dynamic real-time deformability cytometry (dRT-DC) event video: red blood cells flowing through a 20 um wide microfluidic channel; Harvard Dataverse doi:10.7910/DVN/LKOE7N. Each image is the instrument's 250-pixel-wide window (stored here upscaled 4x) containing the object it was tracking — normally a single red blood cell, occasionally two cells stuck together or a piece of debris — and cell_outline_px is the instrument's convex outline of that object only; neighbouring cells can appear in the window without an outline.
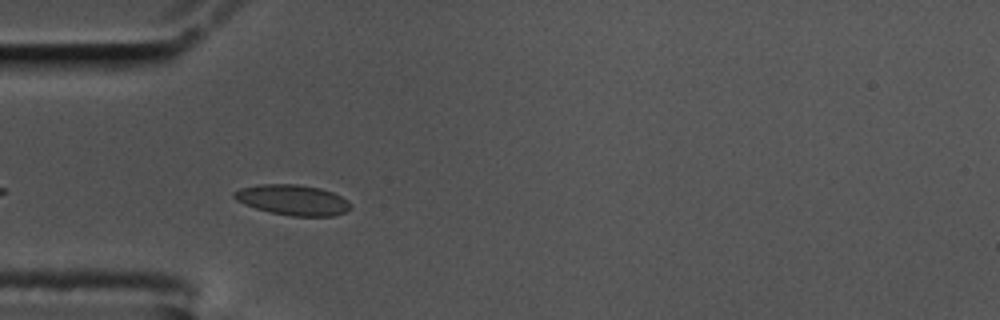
{"species": "common noctule bat (a hibernating species)", "species_latin": "Nyctalus noctula", "temperature_condition": "cold", "stored_images_in_passage": 12, "camera_frame_rate_fps": 3000, "um_per_image_px": 0.085, "animal": {"sex": "male", "body_mass_g": 17.5, "forearm_length_mm": 52.3}, "frame": {"image": 1, "passage_image": 4, "time_ms": 1.0, "image_size_px": [1000, 320], "cell_outline_px": [[352, 208], [344, 212], [332, 216], [292, 216], [272, 212], [256, 208], [244, 204], [236, 200], [232, 196], [232, 192], [240, 188], [260, 184], [296, 184], [320, 188], [332, 192], [348, 200], [352, 204]], "centroid_in_image_um": [24.88, 16.99], "position_along_channel_um": 60.1, "area_um2": 20.63}}
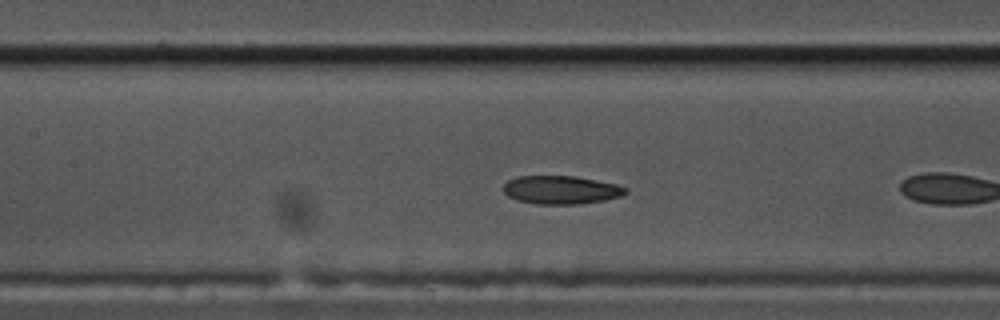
{"frame": {"image": 2, "passage_image": 10, "time_ms": 3.0, "image_size_px": [1000, 320], "cell_outline_px": [[628, 192], [620, 196], [604, 200], [576, 204], [536, 204], [516, 200], [508, 196], [504, 192], [504, 184], [508, 180], [516, 176], [576, 176], [616, 184], [628, 188]], "centroid_in_image_um": [47.67, 16.13], "position_along_channel_um": 159.7, "area_um2": 20.17}}